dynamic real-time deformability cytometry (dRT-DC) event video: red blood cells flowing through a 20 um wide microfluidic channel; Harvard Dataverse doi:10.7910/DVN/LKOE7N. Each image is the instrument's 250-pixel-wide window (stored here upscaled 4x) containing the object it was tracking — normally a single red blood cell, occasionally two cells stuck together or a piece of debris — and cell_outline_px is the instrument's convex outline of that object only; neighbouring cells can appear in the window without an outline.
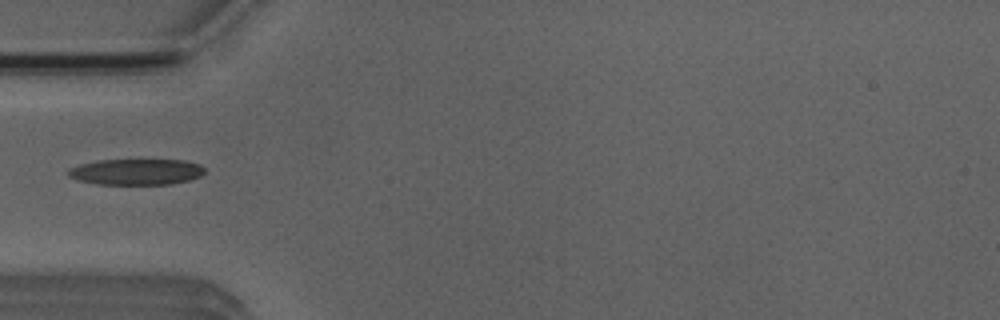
{"species": "Egyptian fruit bat (a non-hibernating species)", "species_latin": "Rousettus aegyptiacus", "temperature_condition": "room temperature", "stored_images_in_passage": 2, "camera_frame_rate_fps": 3000, "um_per_image_px": 0.085, "animal": {"sex": "male"}, "frame": {"image": 1, "passage_image": 1, "time_ms": 0.0, "image_size_px": [1000, 320], "cell_outline_px": [[204, 172], [200, 176], [188, 180], [172, 184], [96, 184], [80, 180], [68, 176], [68, 168], [80, 164], [96, 160], [140, 156], [184, 160], [200, 164], [204, 168]], "centroid_in_image_um": [11.59, 14.53], "position_along_channel_um": 73.4, "area_um2": 21.91}}